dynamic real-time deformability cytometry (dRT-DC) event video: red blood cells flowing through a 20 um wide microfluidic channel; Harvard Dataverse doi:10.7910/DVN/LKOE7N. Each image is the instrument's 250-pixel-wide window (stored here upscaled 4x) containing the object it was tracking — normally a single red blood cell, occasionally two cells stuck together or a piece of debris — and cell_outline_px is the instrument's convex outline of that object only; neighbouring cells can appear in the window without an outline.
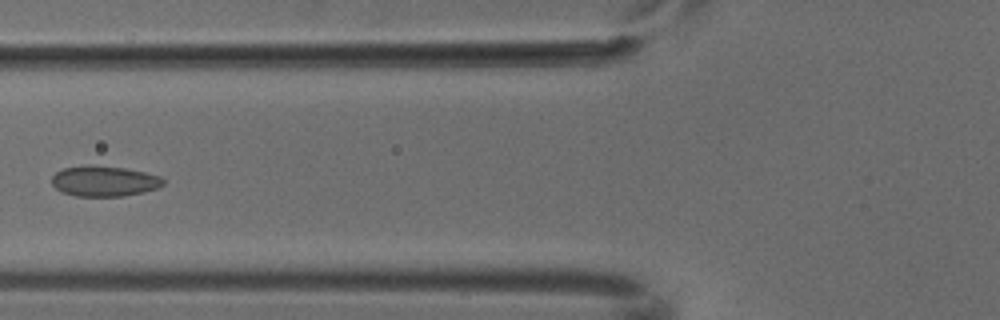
{"species": "common noctule bat (a hibernating species)", "species_latin": "Nyctalus noctula", "temperature_condition": "cold", "stored_images_in_passage": 5, "camera_frame_rate_fps": 3000, "um_per_image_px": 0.085, "animal": {"sex": "male", "body_mass_g": 18.8}, "frame": {"image": 1, "passage_image": 5, "time_ms": 1.333, "image_size_px": [1000, 320], "cell_outline_px": [[164, 184], [156, 188], [144, 192], [124, 196], [76, 196], [60, 192], [52, 184], [52, 176], [56, 172], [64, 168], [88, 164], [124, 168], [144, 172], [160, 176], [164, 180]], "centroid_in_image_um": [8.84, 15.39], "position_along_channel_um": 117.0, "area_um2": 19.88}}